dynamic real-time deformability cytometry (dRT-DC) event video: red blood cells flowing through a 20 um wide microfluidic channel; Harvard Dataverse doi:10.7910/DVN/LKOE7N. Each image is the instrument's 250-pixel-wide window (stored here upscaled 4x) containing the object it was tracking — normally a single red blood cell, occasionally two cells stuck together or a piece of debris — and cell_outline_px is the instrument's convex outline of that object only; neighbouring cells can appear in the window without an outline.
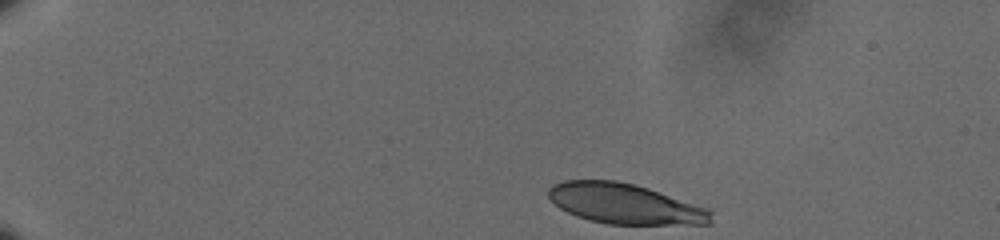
{"species": "human", "species_latin": "Homo sapiens", "temperature_condition": "cold", "stored_images_in_passage": 49, "camera_frame_rate_fps": 3000, "um_per_image_px": 0.085, "donor": {"sex": "male"}, "frame": {"image": 1, "passage_image": 1, "time_ms": 0.0, "image_size_px": [1000, 240], "cell_outline_px": [[712, 224], [608, 224], [588, 220], [576, 216], [560, 208], [548, 196], [548, 188], [552, 184], [564, 180], [616, 180], [636, 184], [648, 188], [704, 208], [712, 212]], "centroid_in_image_um": [53.06, 17.31], "position_along_channel_um": 31.9, "area_um2": 37.86}}
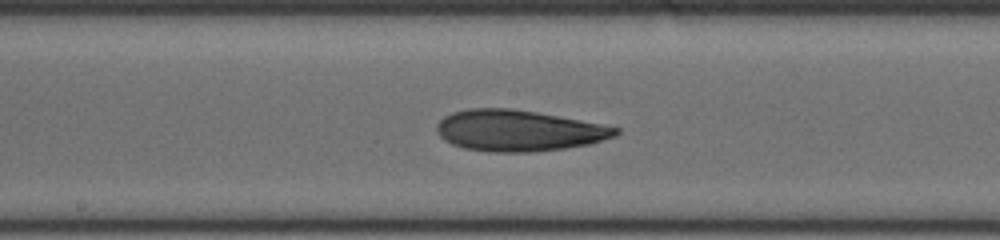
{"frame": {"image": 2, "passage_image": 24, "time_ms": 7.667, "image_size_px": [1000, 240], "cell_outline_px": [[620, 132], [616, 136], [588, 144], [568, 148], [532, 152], [492, 152], [464, 148], [452, 144], [444, 140], [436, 132], [436, 124], [444, 116], [452, 112], [468, 108], [508, 108], [536, 112], [580, 120], [620, 128]], "centroid_in_image_um": [44.04, 11.1], "position_along_channel_um": 204.2, "area_um2": 42.89}}
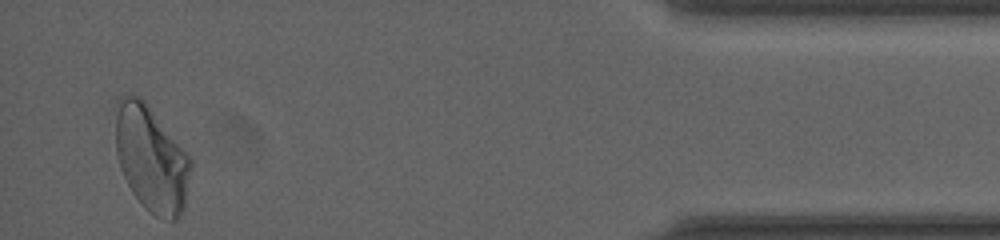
{"frame": {"image": 3, "passage_image": 47, "time_ms": 15.333, "image_size_px": [1000, 240], "cell_outline_px": [[192, 168], [184, 208], [176, 220], [164, 220], [148, 212], [144, 208], [132, 192], [120, 168], [116, 152], [116, 100], [120, 96], [136, 96], [144, 100], [148, 104], [192, 160]], "centroid_in_image_um": [12.86, 13.52], "position_along_channel_um": 422.3, "area_um2": 46.41}, "authors_computed_cell_mechanics": {"area_um2": 41.7894, "velocity_mm_per_s": 3.5829, "shape_relaxation_time_tau1_ms": 5.3734, "shape_relaxation_time_tau2_ms": 3.6015, "deformation_change_tau1": 0.1373, "deformation_change_tau2": 0.0961}}